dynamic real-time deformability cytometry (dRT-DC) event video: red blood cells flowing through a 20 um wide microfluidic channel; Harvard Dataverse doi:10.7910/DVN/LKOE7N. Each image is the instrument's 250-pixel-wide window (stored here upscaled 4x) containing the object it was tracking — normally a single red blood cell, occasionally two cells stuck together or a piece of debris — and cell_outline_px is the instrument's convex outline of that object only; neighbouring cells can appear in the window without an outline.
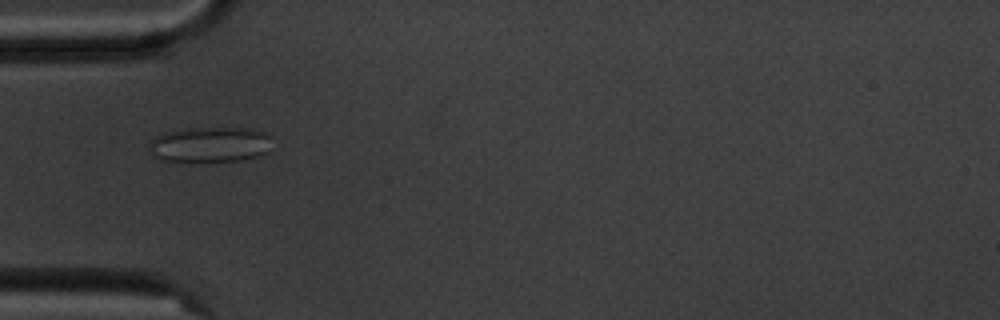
{"species": "common noctule bat (a hibernating species)", "species_latin": "Nyctalus noctula", "temperature_condition": "cold", "stored_images_in_passage": 9, "camera_frame_rate_fps": 3000, "um_per_image_px": 0.085, "animal": {"sex": "male", "body_mass_g": 20.1, "forearm_length_mm": 53.5}, "frame": {"image": 1, "passage_image": 3, "time_ms": 2.0, "image_size_px": [1000, 320], "cell_outline_px": [[268, 152], [260, 156], [244, 160], [160, 160], [148, 152], [148, 144], [156, 136], [164, 132], [184, 128], [240, 128], [264, 132], [268, 136]], "centroid_in_image_um": [17.78, 12.28], "position_along_channel_um": 67.2, "area_um2": 24.97}}
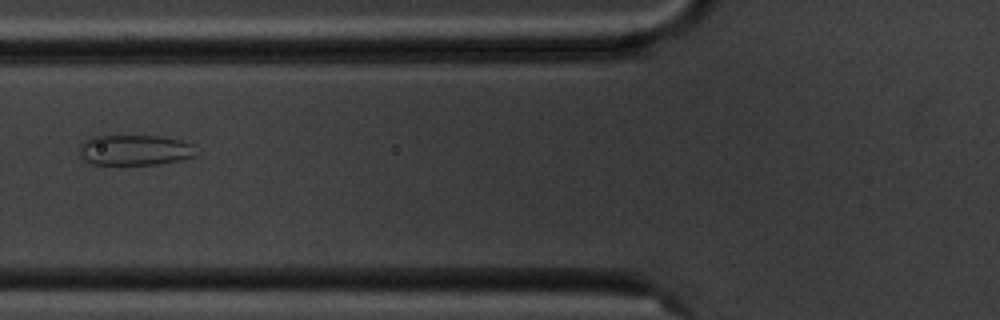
{"frame": {"image": 2, "passage_image": 4, "time_ms": 3.333, "image_size_px": [1000, 320], "cell_outline_px": [[196, 156], [180, 160], [160, 164], [92, 164], [84, 160], [80, 156], [80, 144], [84, 140], [92, 136], [160, 136], [180, 140], [192, 144]], "centroid_in_image_um": [11.43, 12.75], "position_along_channel_um": 114.4, "area_um2": 20.69}}
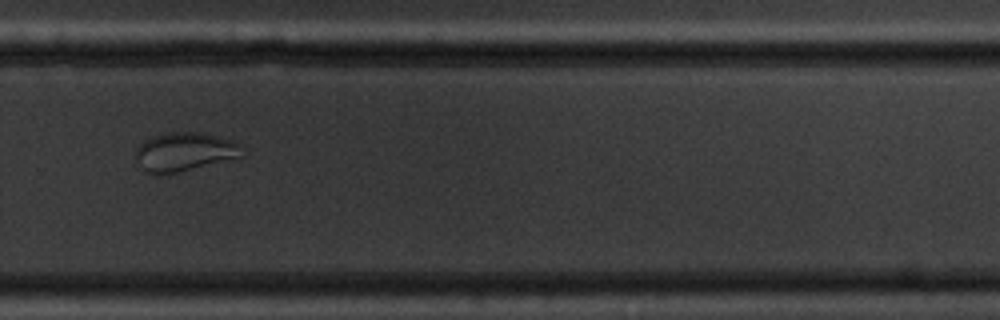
{"frame": {"image": 3, "passage_image": 9, "time_ms": 9.0, "image_size_px": [1000, 320], "cell_outline_px": [[244, 156], [176, 172], [156, 176], [152, 176], [144, 172], [136, 160], [136, 148], [144, 140], [152, 136], [168, 132], [200, 132], [232, 140], [236, 144]], "centroid_in_image_um": [15.58, 12.92], "position_along_channel_um": 314.2, "area_um2": 23.93}}